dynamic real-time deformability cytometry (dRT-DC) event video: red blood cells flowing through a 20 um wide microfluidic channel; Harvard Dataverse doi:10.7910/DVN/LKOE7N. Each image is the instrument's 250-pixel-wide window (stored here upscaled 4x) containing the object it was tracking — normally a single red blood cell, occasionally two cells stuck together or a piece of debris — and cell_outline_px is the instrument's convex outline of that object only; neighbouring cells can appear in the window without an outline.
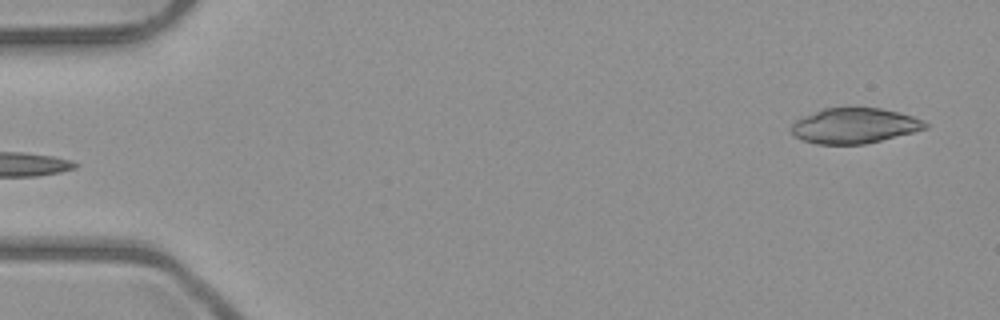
{"species": "common noctule bat (a hibernating species)", "species_latin": "Nyctalus noctula", "temperature_condition": "room temperature", "stored_images_in_passage": 5, "camera_frame_rate_fps": 3000, "um_per_image_px": 0.085, "animal": {"sex": "male", "body_mass_g": 23.1, "forearm_length_mm": 52.7}, "frame": {"image": 1, "passage_image": 5, "time_ms": 4.667, "image_size_px": [1000, 320], "cell_outline_px": [[928, 128], [864, 144], [816, 144], [804, 140], [796, 136], [792, 132], [792, 124], [796, 120], [804, 116], [824, 108], [880, 108], [912, 116], [924, 120], [928, 124]], "centroid_in_image_um": [72.63, 10.68], "position_along_channel_um": 12.4, "area_um2": 27.11}}